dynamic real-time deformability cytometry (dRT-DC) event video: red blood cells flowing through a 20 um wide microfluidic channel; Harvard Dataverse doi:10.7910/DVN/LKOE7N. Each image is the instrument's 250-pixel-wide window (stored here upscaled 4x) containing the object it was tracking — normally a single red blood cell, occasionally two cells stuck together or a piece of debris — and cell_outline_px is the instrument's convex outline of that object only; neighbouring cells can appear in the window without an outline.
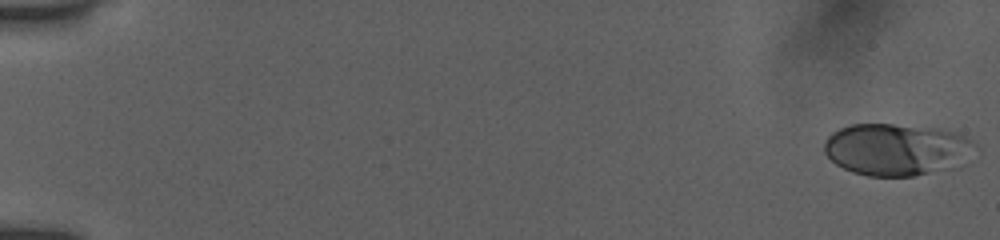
{"species": "human", "species_latin": "Homo sapiens", "temperature_condition": "room temperature", "stored_images_in_passage": 53, "camera_frame_rate_fps": 3000, "um_per_image_px": 0.085, "donor": {"sex": "female"}, "frame": {"image": 1, "passage_image": 1, "time_ms": 0.0, "image_size_px": [1000, 240], "cell_outline_px": [[972, 144], [948, 160], [928, 172], [912, 176], [868, 176], [852, 172], [836, 164], [824, 152], [824, 144], [828, 136], [832, 132], [840, 128], [852, 124], [892, 124], [932, 128], [952, 132], [964, 136]], "centroid_in_image_um": [75.84, 12.65], "position_along_channel_um": 9.2, "area_um2": 42.54}}
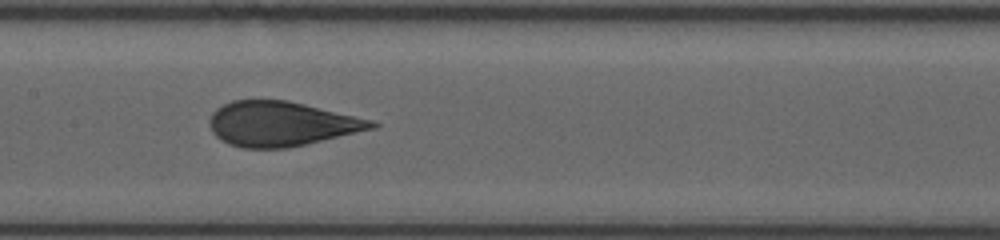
{"frame": {"image": 2, "passage_image": 28, "time_ms": 9.0, "image_size_px": [1000, 240], "cell_outline_px": [[380, 124], [376, 128], [288, 148], [244, 148], [228, 144], [220, 140], [212, 132], [208, 124], [212, 112], [216, 108], [232, 100], [288, 100], [372, 120]], "centroid_in_image_um": [23.87, 10.53], "position_along_channel_um": 183.5, "area_um2": 42.19}}
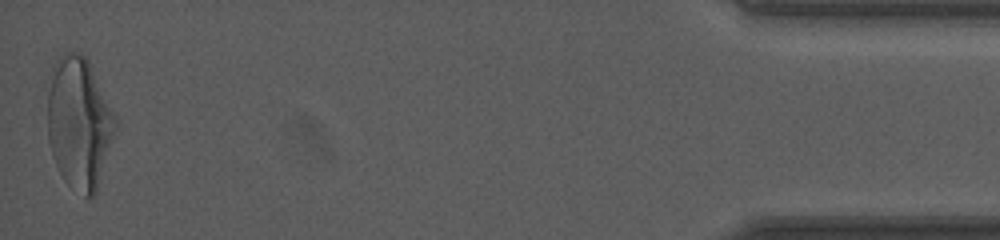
{"frame": {"image": 3, "passage_image": 53, "time_ms": 17.333, "image_size_px": [1000, 240], "cell_outline_px": [[116, 128], [96, 192], [92, 196], [84, 196], [68, 184], [64, 180], [52, 156], [48, 140], [48, 92], [52, 64], [64, 52], [76, 52], [84, 56], [88, 60], [116, 120]], "centroid_in_image_um": [6.69, 10.44], "position_along_channel_um": 428.5, "area_um2": 51.33}, "authors_computed_cell_mechanics": {"area_um2": 42.5986, "velocity_mm_per_s": 3.9082, "shape_relaxation_time_tau1_ms": 5.3197, "shape_relaxation_time_tau2_ms": null, "deformation_change_tau1": 0.1843, "deformation_change_tau2": null}}